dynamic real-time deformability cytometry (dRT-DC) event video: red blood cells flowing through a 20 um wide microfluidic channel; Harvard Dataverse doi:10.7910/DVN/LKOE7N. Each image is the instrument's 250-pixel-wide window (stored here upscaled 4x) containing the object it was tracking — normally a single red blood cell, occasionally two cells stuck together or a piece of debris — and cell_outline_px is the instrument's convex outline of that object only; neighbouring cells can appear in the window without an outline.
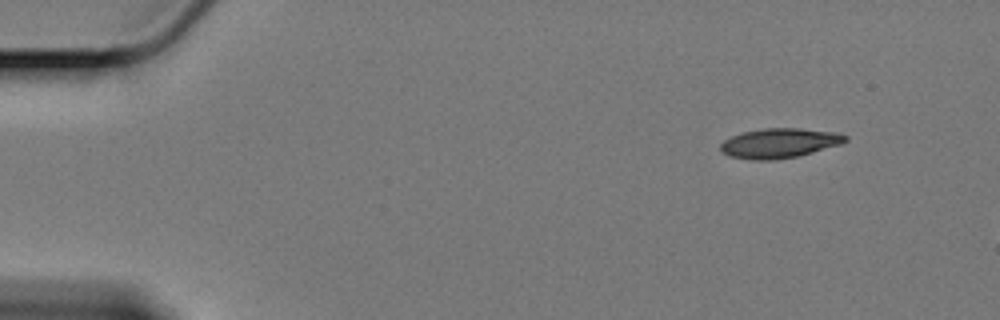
{"species": "Egyptian fruit bat (a non-hibernating species)", "species_latin": "Rousettus aegyptiacus", "temperature_condition": "cold", "stored_images_in_passage": 8, "camera_frame_rate_fps": 3000, "um_per_image_px": 0.085, "animal": {"sex": "female"}, "frame": {"image": 1, "passage_image": 1, "time_ms": 0.0, "image_size_px": [1000, 320], "cell_outline_px": [[848, 140], [840, 144], [796, 156], [772, 160], [752, 160], [728, 156], [720, 152], [720, 144], [724, 140], [732, 136], [744, 132], [764, 128], [796, 128], [836, 132], [848, 136]], "centroid_in_image_um": [66.2, 12.17], "position_along_channel_um": 18.8, "area_um2": 21.44}}